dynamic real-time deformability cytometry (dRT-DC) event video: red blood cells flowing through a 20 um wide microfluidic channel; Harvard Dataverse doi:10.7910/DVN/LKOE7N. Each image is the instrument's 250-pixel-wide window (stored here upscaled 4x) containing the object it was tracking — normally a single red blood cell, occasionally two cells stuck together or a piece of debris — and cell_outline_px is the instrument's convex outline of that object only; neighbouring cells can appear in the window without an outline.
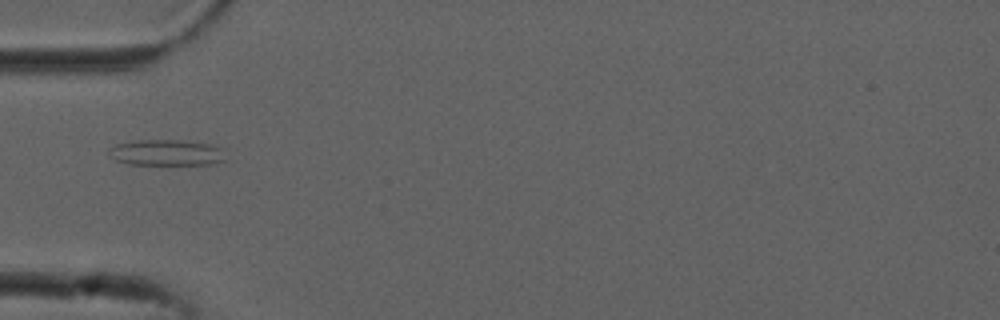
{"species": "common noctule bat (a hibernating species)", "species_latin": "Nyctalus noctula", "temperature_condition": "cold", "stored_images_in_passage": 8, "camera_frame_rate_fps": 3000, "um_per_image_px": 0.085, "animal": {"sex": "male", "forearm_length_mm": 52.5}, "frame": {"image": 1, "passage_image": 5, "time_ms": 1.333, "image_size_px": [1000, 320], "cell_outline_px": [[228, 160], [216, 164], [128, 164], [116, 160], [108, 156], [108, 148], [116, 144], [136, 140], [180, 140], [208, 144], [224, 148]], "centroid_in_image_um": [14.19, 12.98], "position_along_channel_um": 70.8, "area_um2": 17.98}}
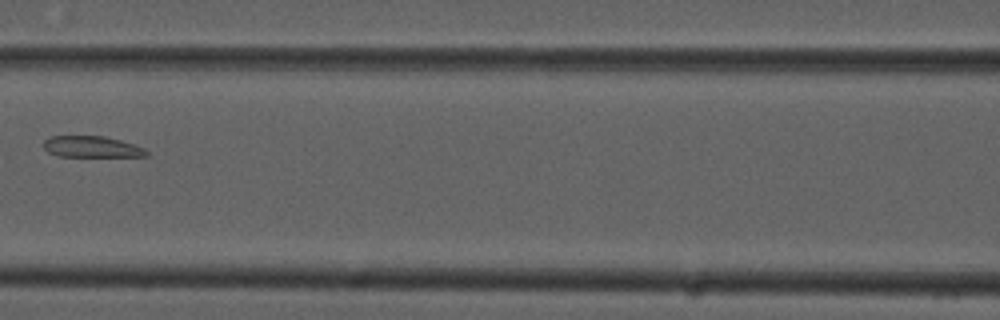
{"frame": {"image": 2, "passage_image": 7, "time_ms": 2.0, "image_size_px": [1000, 320], "cell_outline_px": [[148, 156], [60, 156], [48, 152], [44, 148], [44, 140], [52, 136], [104, 136], [120, 140], [144, 148], [148, 152]], "centroid_in_image_um": [7.79, 12.47], "position_along_channel_um": 158.8, "area_um2": 12.54}}
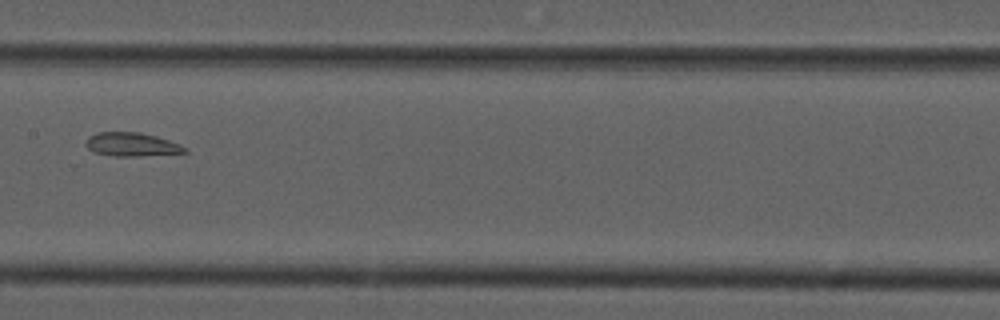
{"frame": {"image": 3, "passage_image": 8, "time_ms": 2.333, "image_size_px": [1000, 320], "cell_outline_px": [[188, 152], [140, 156], [112, 156], [92, 152], [84, 144], [84, 140], [88, 136], [96, 132], [140, 132], [156, 136], [180, 144], [188, 148]], "centroid_in_image_um": [11.15, 12.28], "position_along_channel_um": 196.3, "area_um2": 13.87}}